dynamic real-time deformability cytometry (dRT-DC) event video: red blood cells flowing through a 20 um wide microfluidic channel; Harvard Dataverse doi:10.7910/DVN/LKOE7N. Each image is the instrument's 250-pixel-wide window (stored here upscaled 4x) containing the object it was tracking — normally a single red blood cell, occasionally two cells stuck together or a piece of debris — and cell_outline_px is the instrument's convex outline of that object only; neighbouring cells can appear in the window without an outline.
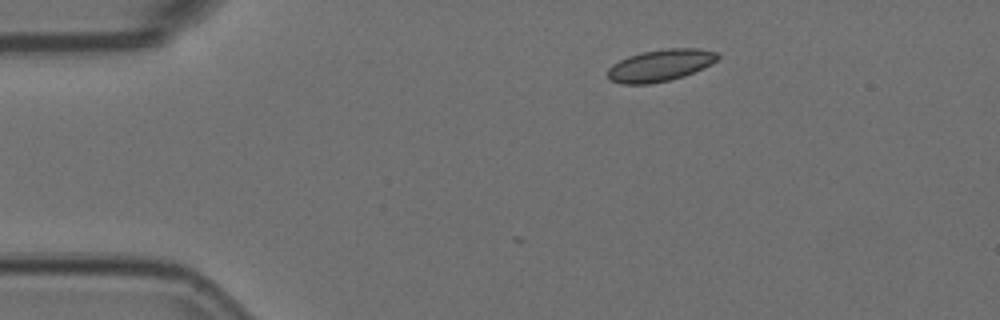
{"species": "Egyptian fruit bat (a non-hibernating species)", "species_latin": "Rousettus aegyptiacus", "temperature_condition": "room temperature", "stored_images_in_passage": 4, "camera_frame_rate_fps": 3000, "um_per_image_px": 0.085, "animal": {"sex": "female"}, "frame": {"image": 1, "passage_image": 1, "time_ms": 0.0, "image_size_px": [1000, 320], "cell_outline_px": [[720, 56], [712, 64], [704, 68], [684, 76], [668, 80], [648, 84], [624, 84], [608, 80], [608, 68], [612, 64], [628, 56], [644, 52], [668, 48], [700, 48], [716, 52]], "centroid_in_image_um": [56.13, 5.55], "position_along_channel_um": 28.9, "area_um2": 20.4}}